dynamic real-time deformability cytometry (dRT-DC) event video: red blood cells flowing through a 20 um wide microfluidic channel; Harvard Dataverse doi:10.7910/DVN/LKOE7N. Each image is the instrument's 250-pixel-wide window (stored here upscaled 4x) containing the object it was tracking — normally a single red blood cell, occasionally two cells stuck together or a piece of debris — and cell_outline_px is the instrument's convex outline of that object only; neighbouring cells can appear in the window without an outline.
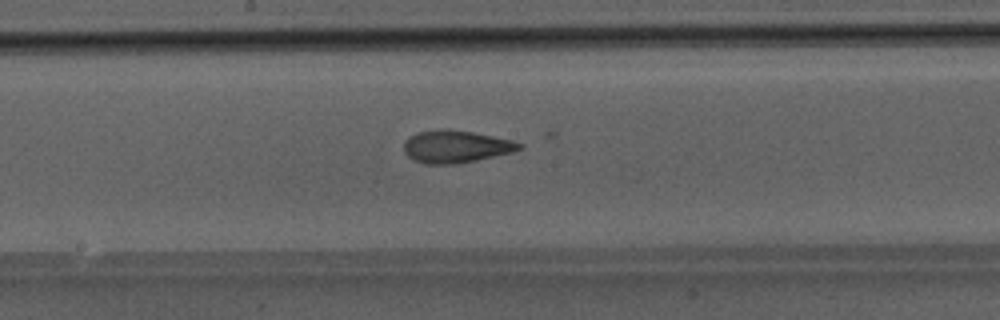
{"species": "Egyptian fruit bat (a non-hibernating species)", "species_latin": "Rousettus aegyptiacus", "temperature_condition": "room temperature", "stored_images_in_passage": 46, "camera_frame_rate_fps": 3000, "um_per_image_px": 0.085, "animal": {"sex": "male"}, "frame": {"image": 1, "passage_image": 24, "time_ms": 7.667, "image_size_px": [1000, 320], "cell_outline_px": [[524, 148], [512, 152], [476, 160], [456, 164], [424, 164], [408, 156], [404, 152], [404, 140], [420, 132], [440, 128], [448, 128], [472, 132], [512, 140], [524, 144]], "centroid_in_image_um": [38.76, 12.45], "position_along_channel_um": 209.4, "area_um2": 21.79}}